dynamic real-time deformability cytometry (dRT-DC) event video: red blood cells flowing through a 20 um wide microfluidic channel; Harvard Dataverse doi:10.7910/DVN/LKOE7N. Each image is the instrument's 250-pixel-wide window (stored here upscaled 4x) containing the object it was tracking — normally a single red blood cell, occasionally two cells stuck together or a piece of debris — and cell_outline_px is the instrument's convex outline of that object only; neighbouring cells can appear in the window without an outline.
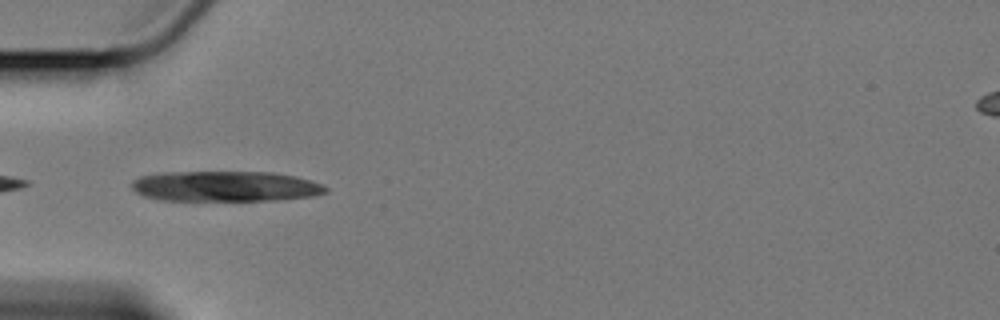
{"species": "Egyptian fruit bat (a non-hibernating species)", "species_latin": "Rousettus aegyptiacus", "temperature_condition": "cold", "stored_images_in_passage": 5, "camera_frame_rate_fps": 3000, "um_per_image_px": 0.085, "animal": {"sex": "female"}, "frame": {"image": 1, "passage_image": 1, "time_ms": 0.0, "image_size_px": [1000, 320], "cell_outline_px": [[328, 192], [312, 196], [276, 200], [156, 200], [144, 196], [136, 192], [132, 188], [132, 180], [140, 176], [160, 172], [272, 172], [296, 176], [324, 184], [328, 188]], "centroid_in_image_um": [19.15, 15.83], "position_along_channel_um": 65.8, "area_um2": 34.62}}